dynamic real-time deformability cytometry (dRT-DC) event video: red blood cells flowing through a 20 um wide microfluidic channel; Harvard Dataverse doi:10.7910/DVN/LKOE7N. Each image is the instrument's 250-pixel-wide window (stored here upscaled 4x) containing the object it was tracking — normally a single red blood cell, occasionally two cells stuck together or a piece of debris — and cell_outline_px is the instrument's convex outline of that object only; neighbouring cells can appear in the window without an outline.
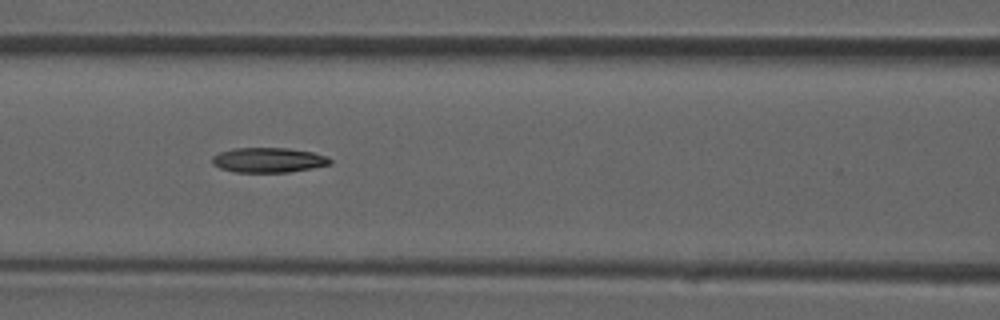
{"species": "common noctule bat (a hibernating species)", "species_latin": "Nyctalus noctula", "temperature_condition": "room temperature", "stored_images_in_passage": 40, "camera_frame_rate_fps": 3000, "um_per_image_px": 0.085, "animal": {"sex": "male", "forearm_length_mm": 52.5}, "frame": {"image": 1, "passage_image": 18, "time_ms": 5.667, "image_size_px": [1000, 320], "cell_outline_px": [[332, 164], [312, 168], [288, 172], [236, 172], [220, 168], [212, 164], [212, 156], [220, 152], [236, 148], [288, 148], [312, 152], [328, 156], [332, 160]], "centroid_in_image_um": [22.84, 13.6], "position_along_channel_um": 143.8, "area_um2": 17.11}}
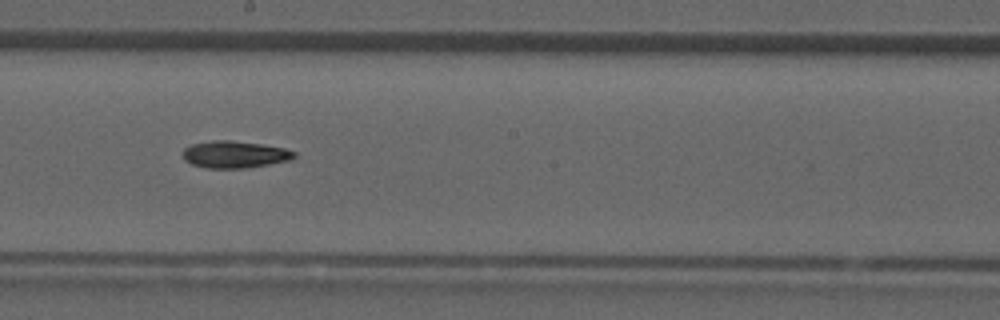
{"frame": {"image": 2, "passage_image": 23, "time_ms": 7.333, "image_size_px": [1000, 320], "cell_outline_px": [[296, 156], [288, 160], [268, 164], [244, 168], [204, 168], [192, 164], [184, 160], [184, 148], [192, 144], [212, 140], [228, 140], [260, 144], [284, 148], [296, 152]], "centroid_in_image_um": [19.92, 13.13], "position_along_channel_um": 228.3, "area_um2": 17.34}}